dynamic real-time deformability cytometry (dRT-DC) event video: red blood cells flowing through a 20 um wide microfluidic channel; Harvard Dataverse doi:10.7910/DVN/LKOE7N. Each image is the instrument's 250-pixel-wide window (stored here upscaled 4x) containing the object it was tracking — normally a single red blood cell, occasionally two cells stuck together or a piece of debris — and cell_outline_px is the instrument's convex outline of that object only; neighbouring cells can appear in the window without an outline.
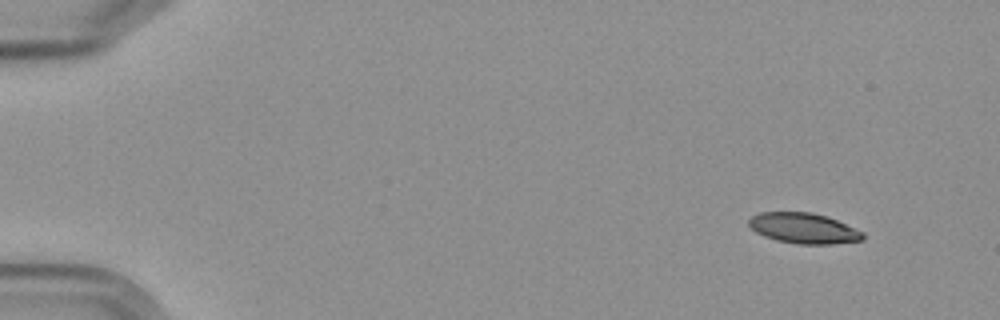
{"species": "Egyptian fruit bat (a non-hibernating species)", "species_latin": "Rousettus aegyptiacus", "temperature_condition": "cold", "stored_images_in_passage": 8, "camera_frame_rate_fps": 3000, "um_per_image_px": 0.085, "frame": {"image": 1, "passage_image": 1, "time_ms": 0.0, "image_size_px": [1000, 320], "cell_outline_px": [[864, 240], [832, 244], [796, 244], [776, 240], [764, 236], [756, 232], [748, 224], [748, 220], [752, 216], [760, 212], [812, 212], [836, 220], [864, 232]], "centroid_in_image_um": [68.3, 19.41], "position_along_channel_um": 16.7, "area_um2": 20.23}}
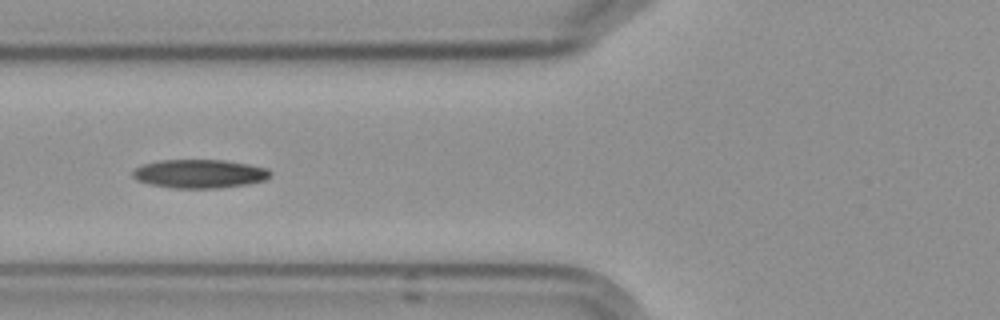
{"frame": {"image": 2, "passage_image": 6, "time_ms": 6.0, "image_size_px": [1000, 320], "cell_outline_px": [[272, 172], [264, 180], [248, 184], [216, 188], [172, 188], [152, 184], [136, 180], [132, 176], [132, 172], [136, 168], [144, 164], [156, 160], [224, 160], [248, 164], [268, 168]], "centroid_in_image_um": [16.95, 14.76], "position_along_channel_um": 108.8, "area_um2": 22.89}}
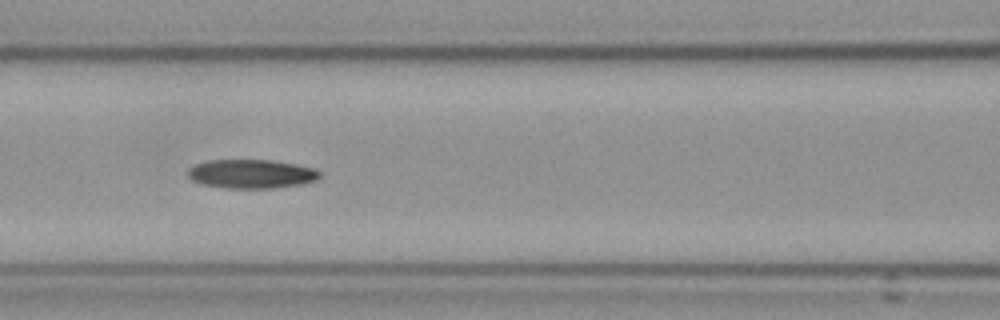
{"frame": {"image": 3, "passage_image": 7, "time_ms": 7.0, "image_size_px": [1000, 320], "cell_outline_px": [[320, 176], [316, 180], [304, 184], [272, 188], [224, 188], [200, 184], [192, 180], [188, 176], [188, 168], [196, 164], [208, 160], [272, 160], [296, 164], [316, 168], [320, 172]], "centroid_in_image_um": [21.37, 14.78], "position_along_channel_um": 145.2, "area_um2": 22.43}}